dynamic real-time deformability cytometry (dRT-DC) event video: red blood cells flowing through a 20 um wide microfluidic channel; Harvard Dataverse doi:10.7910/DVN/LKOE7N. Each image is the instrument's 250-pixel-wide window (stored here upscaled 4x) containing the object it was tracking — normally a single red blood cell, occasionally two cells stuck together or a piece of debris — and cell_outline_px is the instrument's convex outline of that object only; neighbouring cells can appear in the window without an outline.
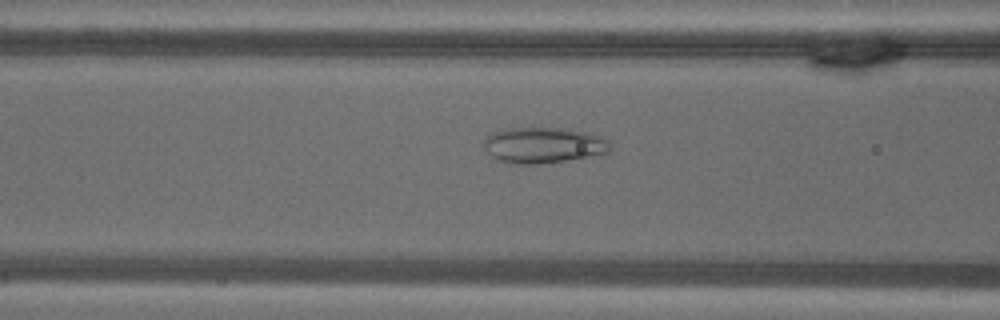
{"species": "common noctule bat (a hibernating species)", "species_latin": "Nyctalus noctula", "temperature_condition": "warm", "stored_images_in_passage": 47, "camera_frame_rate_fps": 3000, "um_per_image_px": 0.085, "animal": {"sex": "male", "body_mass_g": 18.8}, "frame": {"image": 1, "passage_image": 14, "time_ms": 4.333, "image_size_px": [1000, 320], "cell_outline_px": [[612, 148], [608, 152], [564, 160], [540, 164], [508, 164], [496, 160], [484, 148], [484, 140], [488, 136], [496, 132], [508, 128], [564, 128], [592, 132], [608, 140], [612, 144]], "centroid_in_image_um": [46.2, 12.34], "position_along_channel_um": 120.4, "area_um2": 26.41}}
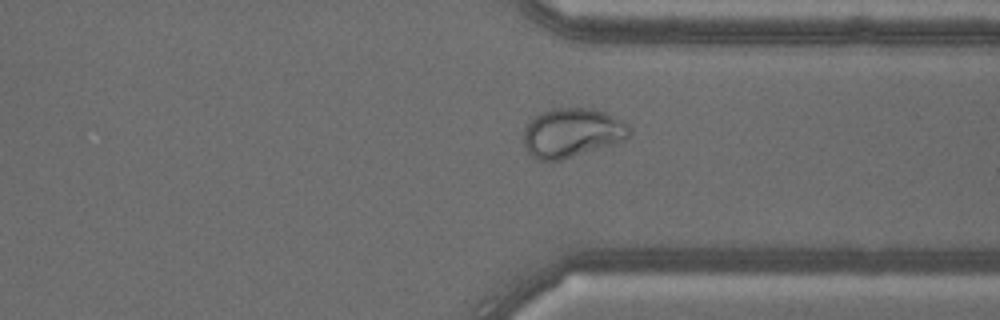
{"frame": {"image": 2, "passage_image": 34, "time_ms": 11.0, "image_size_px": [1000, 320], "cell_outline_px": [[632, 132], [624, 140], [612, 144], [560, 160], [540, 160], [532, 156], [524, 148], [524, 132], [528, 124], [540, 112], [552, 108], [592, 108], [604, 112], [628, 124], [632, 128]], "centroid_in_image_um": [48.62, 11.27], "position_along_channel_um": 362.8, "area_um2": 30.0}}
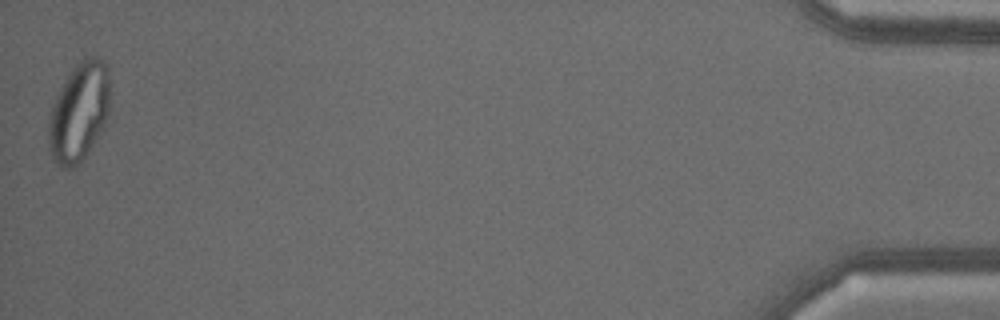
{"frame": {"image": 3, "passage_image": 47, "time_ms": 15.333, "image_size_px": [1000, 320], "cell_outline_px": [[108, 112], [104, 124], [92, 144], [84, 156], [72, 168], [60, 168], [56, 164], [48, 148], [48, 120], [52, 104], [56, 96], [68, 76], [76, 64], [80, 60], [92, 56], [96, 56], [104, 60], [108, 64]], "centroid_in_image_um": [6.69, 9.51], "position_along_channel_um": 428.5, "area_um2": 34.91}}